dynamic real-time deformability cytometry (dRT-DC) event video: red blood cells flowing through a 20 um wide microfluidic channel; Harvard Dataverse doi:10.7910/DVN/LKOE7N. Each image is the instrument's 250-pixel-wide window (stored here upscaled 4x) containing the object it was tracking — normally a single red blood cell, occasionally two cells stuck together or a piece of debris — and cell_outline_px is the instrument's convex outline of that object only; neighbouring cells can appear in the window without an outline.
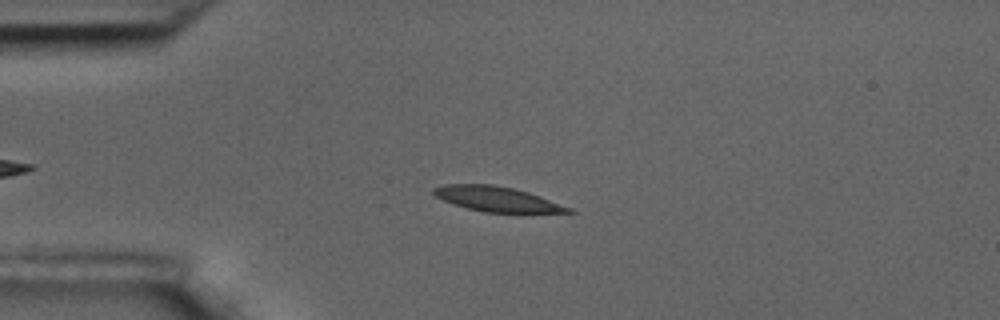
{"species": "common noctule bat (a hibernating species)", "species_latin": "Nyctalus noctula", "temperature_condition": "room temperature", "stored_images_in_passage": 46, "camera_frame_rate_fps": 3000, "um_per_image_px": 0.085, "animal": {"sex": "male", "body_mass_g": 17.5, "forearm_length_mm": 52.3}, "frame": {"image": 1, "passage_image": 14, "time_ms": 4.333, "image_size_px": [1000, 320], "cell_outline_px": [[576, 212], [520, 216], [484, 212], [468, 208], [444, 200], [436, 196], [432, 192], [432, 188], [444, 184], [492, 184], [512, 188], [528, 192], [540, 196], [572, 208]], "centroid_in_image_um": [42.39, 16.98], "position_along_channel_um": 42.6, "area_um2": 20.58}}
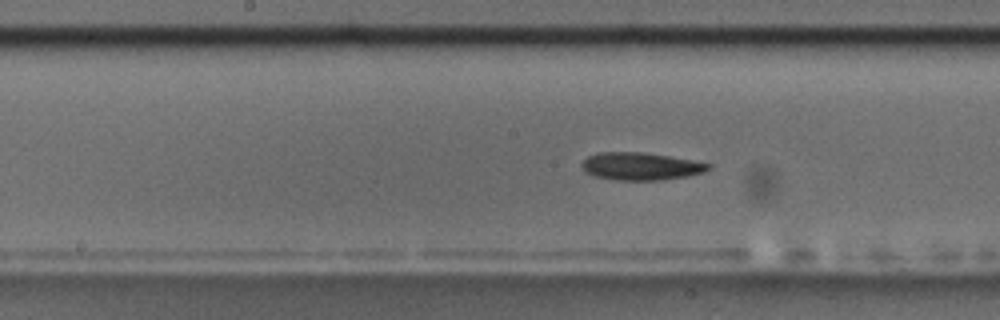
{"frame": {"image": 2, "passage_image": 29, "time_ms": 9.333, "image_size_px": [1000, 320], "cell_outline_px": [[712, 168], [704, 172], [684, 176], [660, 180], [616, 180], [596, 176], [584, 172], [580, 164], [588, 156], [600, 152], [640, 152], [668, 156], [692, 160], [712, 164]], "centroid_in_image_um": [54.45, 14.13], "position_along_channel_um": 193.8, "area_um2": 20.23}}
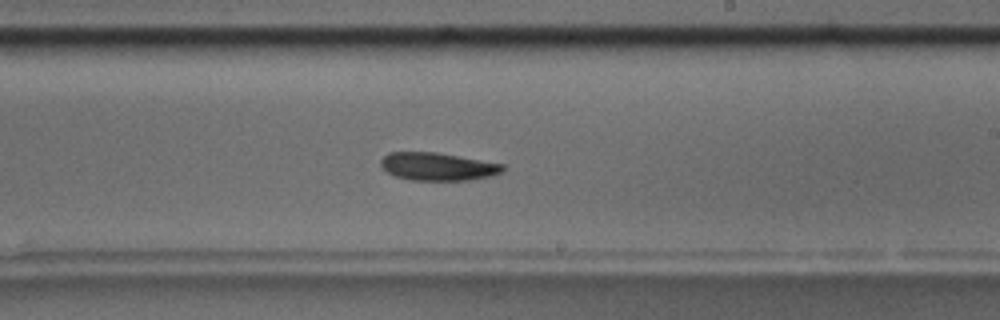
{"frame": {"image": 3, "passage_image": 34, "time_ms": 11.0, "image_size_px": [1000, 320], "cell_outline_px": [[504, 172], [492, 176], [472, 180], [412, 180], [396, 176], [388, 172], [380, 164], [380, 160], [388, 152], [436, 152], [504, 164]], "centroid_in_image_um": [37.24, 14.16], "position_along_channel_um": 251.8, "area_um2": 19.83}, "authors_computed_cell_mechanics": {"area_um2": 19.7676, "velocity_mm_per_s": 3.5024, "shape_relaxation_time_tau1_ms": 3.4733, "shape_relaxation_time_tau2_ms": null, "deformation_change_tau1": 0.1035, "deformation_change_tau2": null}}